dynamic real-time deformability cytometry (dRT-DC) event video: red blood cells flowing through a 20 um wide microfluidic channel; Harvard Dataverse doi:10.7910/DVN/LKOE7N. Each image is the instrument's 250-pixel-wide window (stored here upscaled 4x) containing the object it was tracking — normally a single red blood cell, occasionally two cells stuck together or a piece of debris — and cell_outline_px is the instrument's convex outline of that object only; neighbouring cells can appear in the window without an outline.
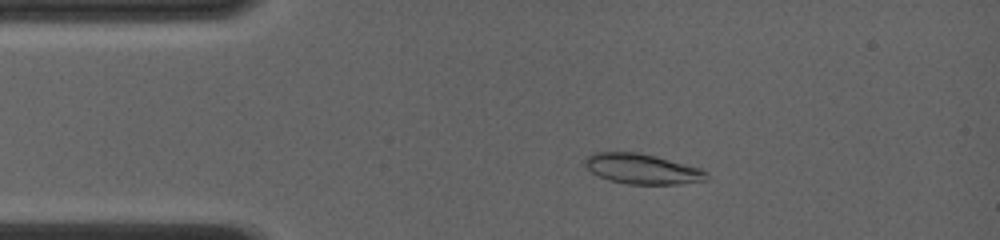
{"species": "common noctule bat (a hibernating species)", "species_latin": "Nyctalus noctula", "temperature_condition": "room temperature", "stored_images_in_passage": 42, "camera_frame_rate_fps": 4000, "um_per_image_px": 0.085, "animal": {"sex": "female", "body_mass_g": 19.0, "forearm_length_mm": 56.7}, "frame": {"image": 1, "passage_image": 8, "time_ms": 2.5, "image_size_px": [1000, 240], "cell_outline_px": [[708, 180], [676, 184], [628, 184], [608, 180], [592, 172], [584, 164], [584, 160], [592, 152], [636, 152], [656, 156], [700, 168], [708, 172]], "centroid_in_image_um": [54.59, 14.35], "position_along_channel_um": 30.4, "area_um2": 21.33}}
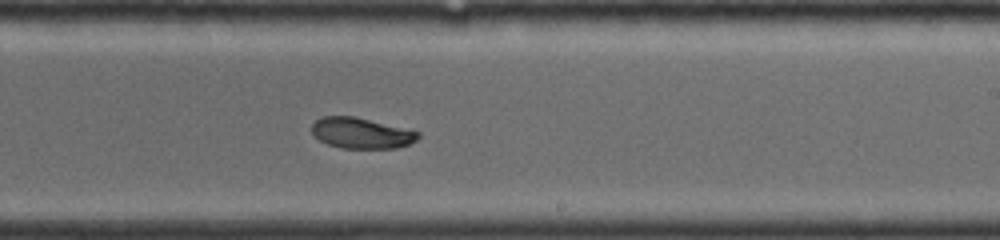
{"frame": {"image": 2, "passage_image": 25, "time_ms": 9.0, "image_size_px": [1000, 240], "cell_outline_px": [[420, 136], [416, 140], [408, 144], [396, 148], [340, 148], [328, 144], [320, 140], [312, 132], [312, 124], [316, 120], [324, 116], [356, 116], [420, 132]], "centroid_in_image_um": [30.71, 11.31], "position_along_channel_um": 258.3, "area_um2": 18.96}}
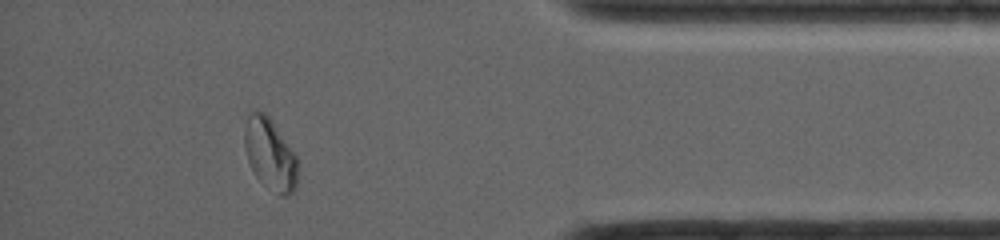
{"frame": {"image": 3, "passage_image": 38, "time_ms": 13.25, "image_size_px": [1000, 240], "cell_outline_px": [[296, 188], [288, 196], [280, 196], [260, 180], [256, 176], [248, 160], [244, 148], [244, 132], [248, 116], [252, 112], [264, 112], [272, 120], [296, 156]], "centroid_in_image_um": [22.94, 13.11], "position_along_channel_um": 412.3, "area_um2": 21.68}, "authors_computed_cell_mechanics": {"area_um2": 21.3282, "velocity_mm_per_s": 4.1209, "shape_relaxation_time_tau1_ms": 6.6138, "shape_relaxation_time_tau2_ms": null, "deformation_change_tau1": 0.1647, "deformation_change_tau2": null}}